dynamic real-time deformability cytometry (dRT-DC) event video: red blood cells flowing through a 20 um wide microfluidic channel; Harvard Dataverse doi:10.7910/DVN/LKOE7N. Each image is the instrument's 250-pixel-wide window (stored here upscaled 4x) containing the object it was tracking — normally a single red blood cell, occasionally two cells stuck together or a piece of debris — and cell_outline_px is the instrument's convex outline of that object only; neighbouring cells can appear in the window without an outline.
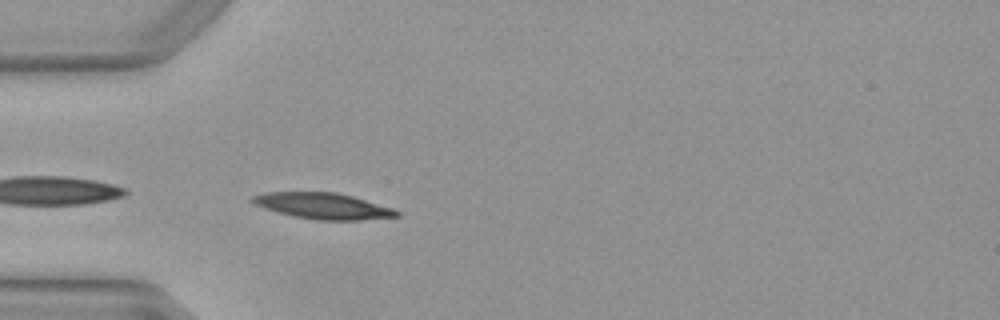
{"species": "Egyptian fruit bat (a non-hibernating species)", "species_latin": "Rousettus aegyptiacus", "temperature_condition": "warm", "stored_images_in_passage": 37, "camera_frame_rate_fps": 3000, "um_per_image_px": 0.085, "animal": {"sex": "female"}, "frame": {"image": 1, "passage_image": 1, "time_ms": 0.0, "image_size_px": [1000, 320], "cell_outline_px": [[400, 216], [360, 220], [316, 220], [292, 216], [276, 212], [264, 208], [248, 200], [252, 196], [264, 192], [336, 192], [352, 196], [392, 208], [400, 212]], "centroid_in_image_um": [27.42, 17.5], "position_along_channel_um": 57.6, "area_um2": 21.91}}
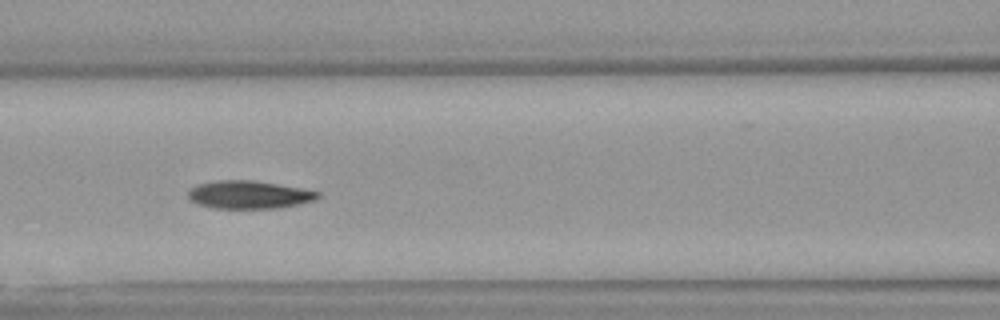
{"frame": {"image": 2, "passage_image": 8, "time_ms": 2.333, "image_size_px": [1000, 320], "cell_outline_px": [[320, 196], [316, 200], [300, 204], [276, 208], [212, 208], [200, 204], [192, 200], [188, 196], [188, 192], [192, 188], [200, 184], [216, 180], [252, 180], [300, 188], [320, 192]], "centroid_in_image_um": [21.2, 16.55], "position_along_channel_um": 145.4, "area_um2": 20.87}}
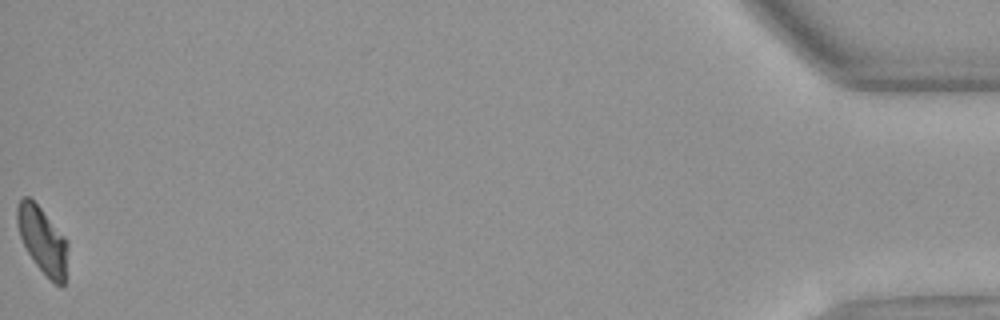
{"frame": {"image": 3, "passage_image": 37, "time_ms": 12.0, "image_size_px": [1000, 320], "cell_outline_px": [[68, 248], [64, 284], [60, 288], [36, 264], [28, 252], [20, 236], [16, 224], [16, 208], [20, 200], [24, 196], [28, 196], [40, 208], [68, 240]], "centroid_in_image_um": [3.62, 20.4], "position_along_channel_um": 431.6, "area_um2": 19.36}, "authors_computed_cell_mechanics": {"area_um2": 20.9236, "velocity_mm_per_s": 3.9861, "shape_relaxation_time_tau1_ms": 4.968, "shape_relaxation_time_tau2_ms": 2.8383, "deformation_change_tau1": 0.1582, "deformation_change_tau2": 0.0813}}